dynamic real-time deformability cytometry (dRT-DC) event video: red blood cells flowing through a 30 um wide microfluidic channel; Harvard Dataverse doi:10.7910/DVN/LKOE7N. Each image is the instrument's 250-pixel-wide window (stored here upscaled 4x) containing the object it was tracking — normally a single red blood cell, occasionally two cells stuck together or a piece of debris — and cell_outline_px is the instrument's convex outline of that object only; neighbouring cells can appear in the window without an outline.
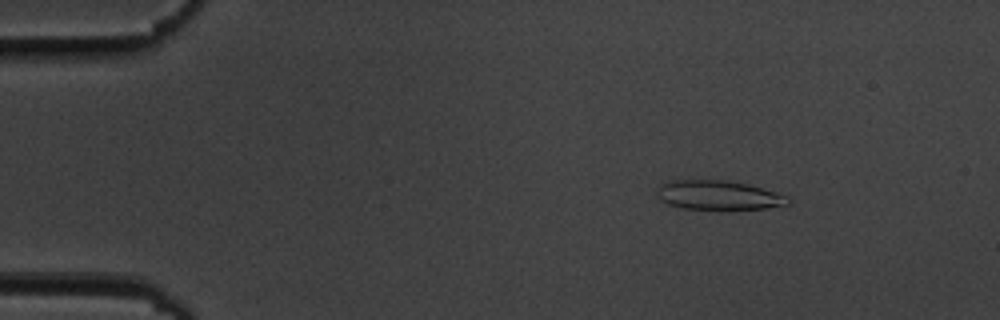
{"species": "common noctule bat (a hibernating species)", "species_latin": "Nyctalus noctula", "temperature_condition": "cold", "stored_images_in_passage": 54, "camera_frame_rate_fps": 3000, "um_per_image_px": 0.085, "animal": {"sex": "male", "body_mass_g": 19.5, "forearm_length_mm": 54.6}, "frame": {"image": 1, "passage_image": 7, "time_ms": 2.0, "image_size_px": [1000, 320], "cell_outline_px": [[792, 200], [788, 204], [764, 208], [684, 208], [668, 204], [660, 200], [656, 196], [656, 192], [660, 184], [664, 180], [728, 180], [748, 184], [788, 196]], "centroid_in_image_um": [61.01, 16.56], "position_along_channel_um": 24.0, "area_um2": 22.14}}
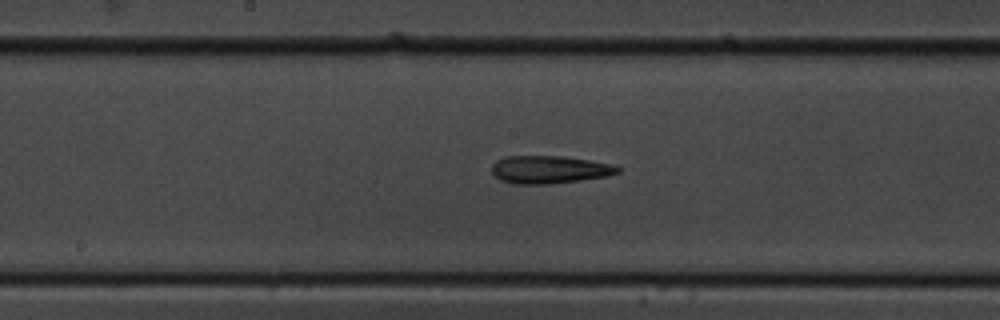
{"frame": {"image": 2, "passage_image": 28, "time_ms": 9.0, "image_size_px": [1000, 320], "cell_outline_px": [[620, 172], [608, 176], [580, 180], [548, 184], [512, 184], [500, 180], [492, 172], [492, 164], [496, 160], [508, 156], [560, 156], [588, 160], [612, 164], [620, 168]], "centroid_in_image_um": [46.68, 14.42], "position_along_channel_um": 201.5, "area_um2": 20.35}}
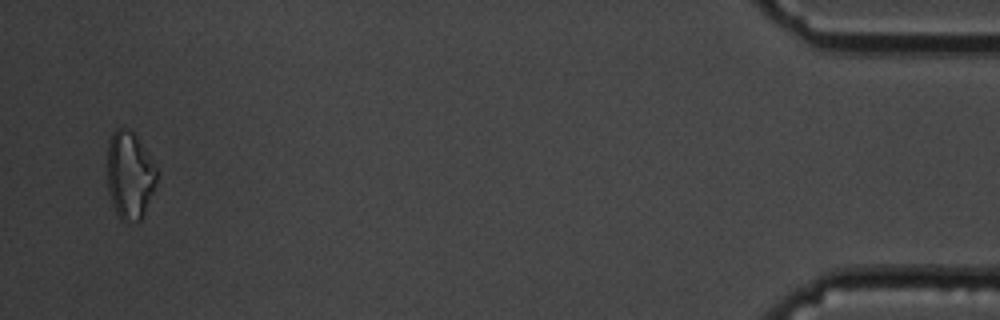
{"frame": {"image": 3, "passage_image": 53, "time_ms": 17.333, "image_size_px": [1000, 320], "cell_outline_px": [[156, 184], [144, 216], [140, 220], [120, 220], [112, 204], [108, 192], [108, 144], [112, 132], [116, 128], [128, 128], [136, 136], [156, 164]], "centroid_in_image_um": [11.03, 14.89], "position_along_channel_um": 424.2, "area_um2": 25.26}, "authors_computed_cell_mechanics": {"area_um2": 21.0681, "velocity_mm_per_s": 3.6222, "shape_relaxation_time_tau1_ms": 5.2991, "shape_relaxation_time_tau2_ms": 5.4405, "deformation_change_tau1": 0.1271, "deformation_change_tau2": 0.1873}}